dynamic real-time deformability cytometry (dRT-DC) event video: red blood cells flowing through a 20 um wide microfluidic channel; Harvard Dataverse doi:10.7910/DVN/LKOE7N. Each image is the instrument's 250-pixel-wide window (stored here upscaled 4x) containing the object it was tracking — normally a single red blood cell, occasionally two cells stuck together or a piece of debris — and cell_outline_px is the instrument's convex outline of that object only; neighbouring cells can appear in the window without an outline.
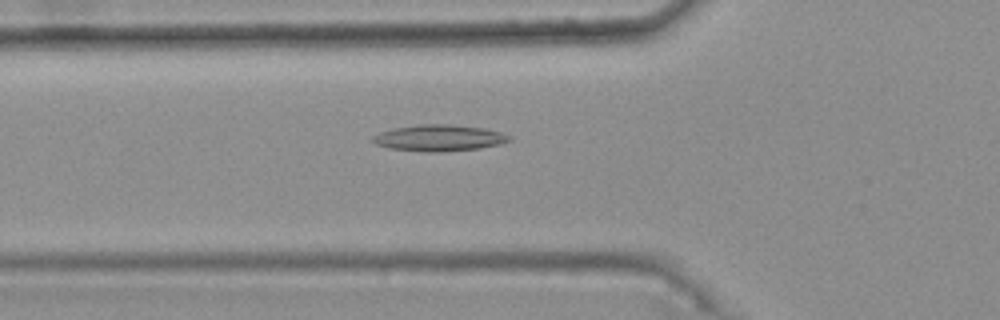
{"species": "common noctule bat (a hibernating species)", "species_latin": "Nyctalus noctula", "temperature_condition": "warm", "stored_images_in_passage": 37, "camera_frame_rate_fps": 3000, "um_per_image_px": 0.085, "animal": {"sex": "female", "body_mass_g": 25.1}, "frame": {"image": 1, "passage_image": 7, "time_ms": 2.0, "image_size_px": [1000, 320], "cell_outline_px": [[512, 140], [500, 144], [480, 148], [436, 152], [424, 152], [388, 148], [376, 144], [372, 140], [372, 136], [380, 132], [392, 128], [420, 124], [452, 124], [484, 128], [500, 132], [512, 136]], "centroid_in_image_um": [37.32, 11.72], "position_along_channel_um": 88.5, "area_um2": 21.1}}
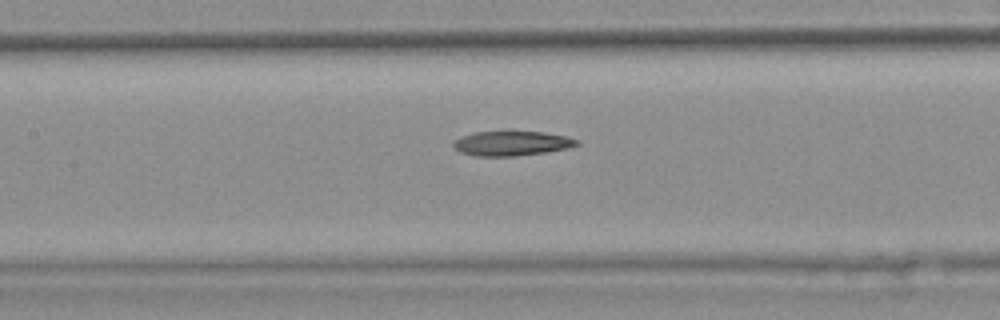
{"frame": {"image": 2, "passage_image": 13, "time_ms": 4.0, "image_size_px": [1000, 320], "cell_outline_px": [[580, 144], [568, 148], [544, 152], [516, 156], [476, 156], [460, 152], [452, 144], [456, 140], [464, 136], [476, 132], [504, 128], [512, 128], [544, 132], [564, 136], [580, 140]], "centroid_in_image_um": [43.52, 12.13], "position_along_channel_um": 163.9, "area_um2": 18.5}}
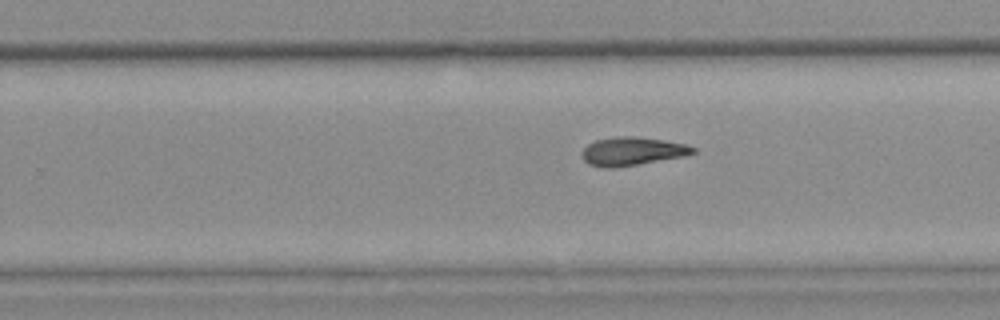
{"frame": {"image": 3, "passage_image": 22, "time_ms": 7.0, "image_size_px": [1000, 320], "cell_outline_px": [[696, 152], [684, 156], [616, 168], [600, 168], [588, 164], [580, 156], [580, 152], [588, 144], [596, 140], [620, 136], [632, 136], [664, 140], [688, 144], [696, 148]], "centroid_in_image_um": [53.71, 12.87], "position_along_channel_um": 276.1, "area_um2": 18.55}}